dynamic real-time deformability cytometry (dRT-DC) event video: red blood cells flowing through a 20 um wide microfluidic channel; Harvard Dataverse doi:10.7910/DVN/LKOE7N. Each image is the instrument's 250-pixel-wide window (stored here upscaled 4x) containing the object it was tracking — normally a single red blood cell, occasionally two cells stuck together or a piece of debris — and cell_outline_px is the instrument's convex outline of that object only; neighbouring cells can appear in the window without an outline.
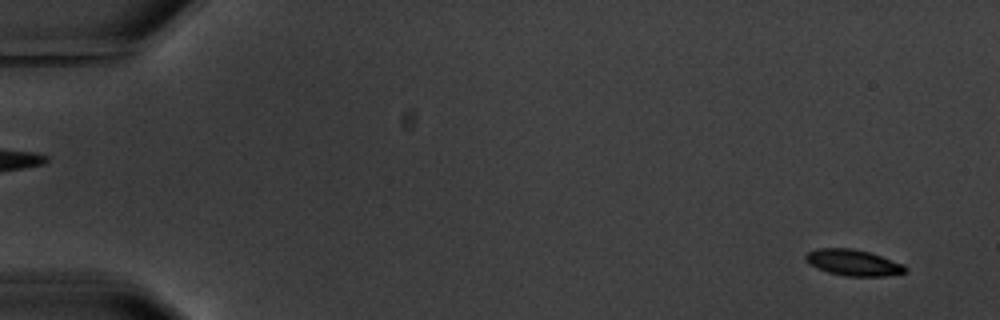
{"species": "common noctule bat (a hibernating species)", "species_latin": "Nyctalus noctula", "temperature_condition": "warm", "stored_images_in_passage": 2, "camera_frame_rate_fps": 3000, "um_per_image_px": 0.085, "animal": {"sex": "male", "body_mass_g": 20.1, "forearm_length_mm": 53.5}, "frame": {"image": 1, "passage_image": 2, "time_ms": 1.333, "image_size_px": [1000, 320], "cell_outline_px": [[908, 268], [904, 272], [884, 276], [844, 276], [828, 272], [804, 260], [804, 256], [808, 252], [816, 248], [852, 248], [868, 252], [904, 264]], "centroid_in_image_um": [72.52, 22.31], "position_along_channel_um": 12.5, "area_um2": 14.97}}